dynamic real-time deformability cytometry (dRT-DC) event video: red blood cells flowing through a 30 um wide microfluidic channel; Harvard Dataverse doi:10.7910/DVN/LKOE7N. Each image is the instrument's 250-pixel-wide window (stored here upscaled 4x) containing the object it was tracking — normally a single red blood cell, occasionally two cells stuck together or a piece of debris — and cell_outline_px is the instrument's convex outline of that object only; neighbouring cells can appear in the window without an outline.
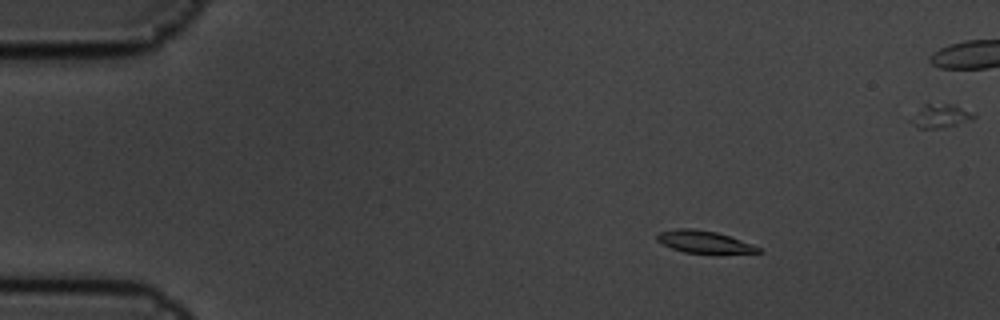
{"species": "common noctule bat (a hibernating species)", "species_latin": "Nyctalus noctula", "temperature_condition": "cold", "stored_images_in_passage": 6, "camera_frame_rate_fps": 3000, "um_per_image_px": 0.085, "animal": {"sex": "male", "body_mass_g": 19.5, "forearm_length_mm": 54.6}, "frame": {"image": 1, "passage_image": 3, "time_ms": 0.667, "image_size_px": [1000, 320], "cell_outline_px": [[764, 252], [684, 252], [672, 248], [656, 240], [656, 236], [660, 232], [676, 228], [692, 228], [716, 232], [752, 244], [760, 248]], "centroid_in_image_um": [59.79, 20.53], "position_along_channel_um": 25.2, "area_um2": 12.6}}